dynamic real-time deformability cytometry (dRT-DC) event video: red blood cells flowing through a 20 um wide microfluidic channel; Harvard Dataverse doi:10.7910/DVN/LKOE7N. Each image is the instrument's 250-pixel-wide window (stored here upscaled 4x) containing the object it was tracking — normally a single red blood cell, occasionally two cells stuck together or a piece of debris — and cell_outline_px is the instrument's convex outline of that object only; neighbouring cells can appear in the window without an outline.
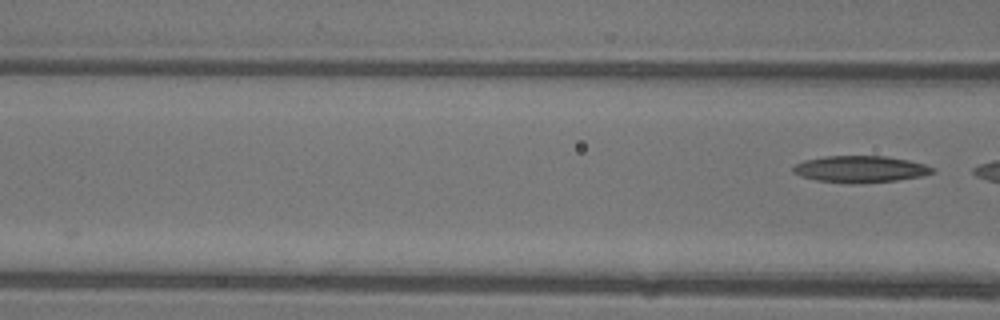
{"species": "common noctule bat (a hibernating species)", "species_latin": "Nyctalus noctula", "temperature_condition": "warm", "stored_images_in_passage": 5, "camera_frame_rate_fps": 3000, "um_per_image_px": 0.085, "animal": {"sex": "female"}, "frame": {"image": 1, "passage_image": 5, "time_ms": 1.333, "image_size_px": [1000, 320], "cell_outline_px": [[936, 172], [920, 176], [896, 180], [852, 184], [848, 184], [816, 180], [800, 176], [792, 172], [792, 168], [796, 164], [804, 160], [824, 156], [888, 156], [908, 160], [924, 164], [936, 168]], "centroid_in_image_um": [73.11, 14.37], "position_along_channel_um": 93.5, "area_um2": 21.79}}